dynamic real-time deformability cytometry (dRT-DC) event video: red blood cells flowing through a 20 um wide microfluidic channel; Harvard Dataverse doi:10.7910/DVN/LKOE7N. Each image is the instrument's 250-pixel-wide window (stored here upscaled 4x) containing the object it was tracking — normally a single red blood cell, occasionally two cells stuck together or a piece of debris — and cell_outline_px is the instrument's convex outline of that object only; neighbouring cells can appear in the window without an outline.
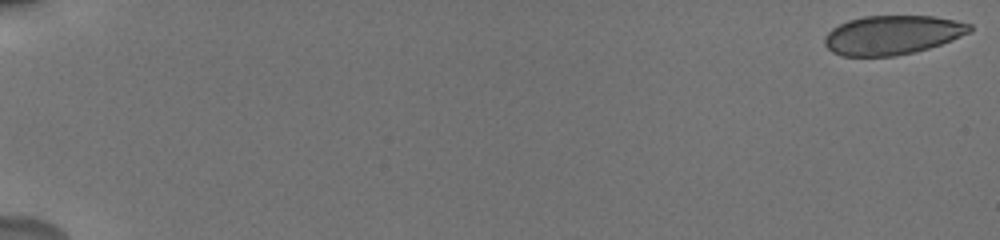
{"species": "human", "species_latin": "Homo sapiens", "temperature_condition": "cold", "stored_images_in_passage": 45, "camera_frame_rate_fps": 3000, "um_per_image_px": 0.085, "donor": {"sex": "male"}, "frame": {"image": 1, "passage_image": 1, "time_ms": 0.0, "image_size_px": [1000, 240], "cell_outline_px": [[972, 32], [952, 40], [928, 48], [896, 56], [840, 56], [832, 52], [824, 44], [824, 36], [832, 28], [848, 20], [864, 16], [932, 16], [956, 20], [972, 24]], "centroid_in_image_um": [75.85, 2.97], "position_along_channel_um": 9.2, "area_um2": 33.18}}
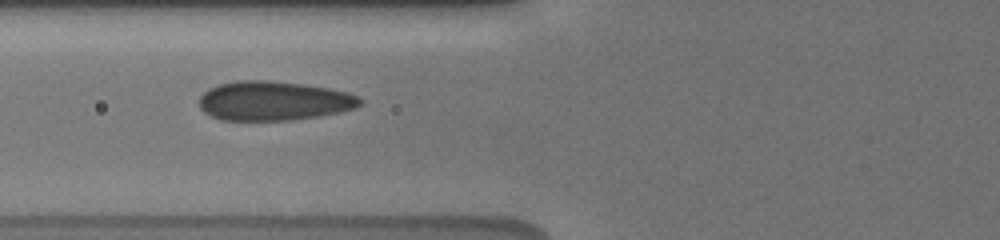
{"frame": {"image": 2, "passage_image": 20, "time_ms": 7.667, "image_size_px": [1000, 240], "cell_outline_px": [[364, 104], [356, 108], [340, 112], [316, 116], [288, 120], [220, 120], [204, 112], [200, 108], [200, 96], [208, 88], [220, 84], [236, 80], [268, 80], [300, 84], [328, 88], [348, 92], [360, 96], [364, 100]], "centroid_in_image_um": [23.29, 8.57], "position_along_channel_um": 102.5, "area_um2": 36.93}}
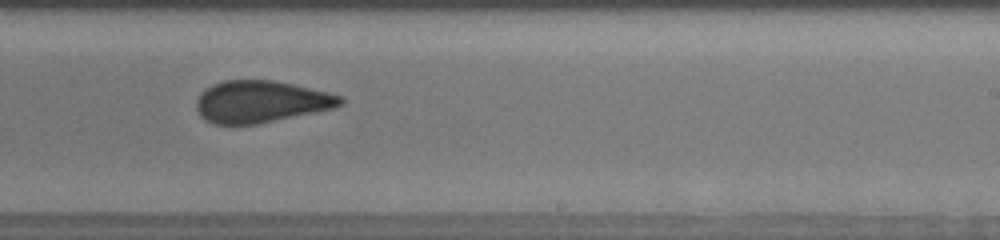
{"frame": {"image": 3, "passage_image": 30, "time_ms": 12.0, "image_size_px": [1000, 240], "cell_outline_px": [[344, 100], [336, 108], [256, 124], [212, 124], [204, 120], [200, 116], [196, 108], [196, 100], [212, 84], [224, 80], [272, 80], [292, 84], [328, 92], [344, 96]], "centroid_in_image_um": [22.18, 8.64], "position_along_channel_um": 266.8, "area_um2": 35.08}, "authors_computed_cell_mechanics": {"area_um2": 35.2002, "velocity_mm_per_s": 3.7987, "shape_relaxation_time_tau1_ms": null, "shape_relaxation_time_tau2_ms": 1.3161, "deformation_change_tau1": null, "deformation_change_tau2": 0.0598}}